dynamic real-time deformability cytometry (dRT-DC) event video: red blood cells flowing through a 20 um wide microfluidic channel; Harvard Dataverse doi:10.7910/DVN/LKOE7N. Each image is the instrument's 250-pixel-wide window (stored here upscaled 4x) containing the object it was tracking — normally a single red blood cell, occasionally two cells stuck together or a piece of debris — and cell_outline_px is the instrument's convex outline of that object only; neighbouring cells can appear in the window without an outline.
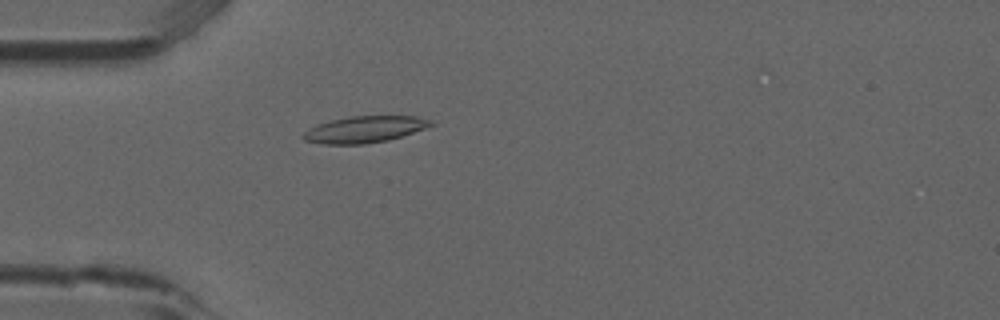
{"species": "common noctule bat (a hibernating species)", "species_latin": "Nyctalus noctula", "temperature_condition": "room temperature", "stored_images_in_passage": 35, "camera_frame_rate_fps": 3000, "um_per_image_px": 0.085, "animal": {"sex": "male", "forearm_length_mm": 52.5}, "frame": {"image": 1, "passage_image": 2, "time_ms": 0.333, "image_size_px": [1000, 320], "cell_outline_px": [[436, 124], [388, 140], [364, 144], [320, 144], [304, 140], [300, 136], [308, 128], [332, 120], [352, 116], [416, 116], [432, 120]], "centroid_in_image_um": [30.97, 11.0], "position_along_channel_um": 54.0, "area_um2": 19.59}}
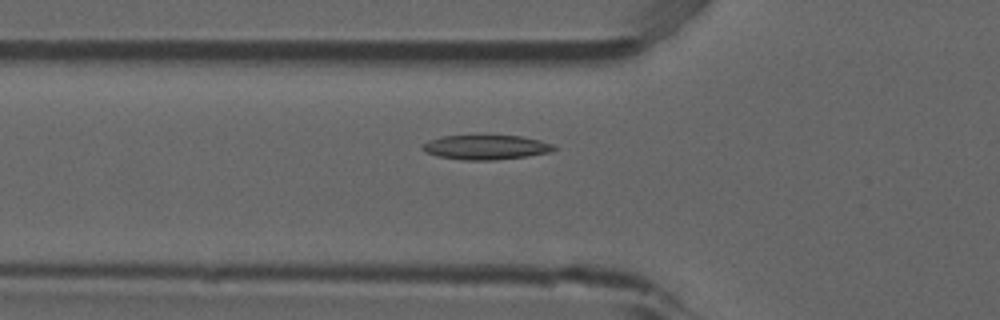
{"frame": {"image": 2, "passage_image": 5, "time_ms": 1.333, "image_size_px": [1000, 320], "cell_outline_px": [[556, 148], [552, 152], [524, 156], [492, 160], [464, 160], [436, 156], [424, 152], [420, 148], [420, 144], [428, 140], [440, 136], [520, 136], [540, 140], [552, 144]], "centroid_in_image_um": [41.22, 12.52], "position_along_channel_um": 84.6, "area_um2": 18.79}}
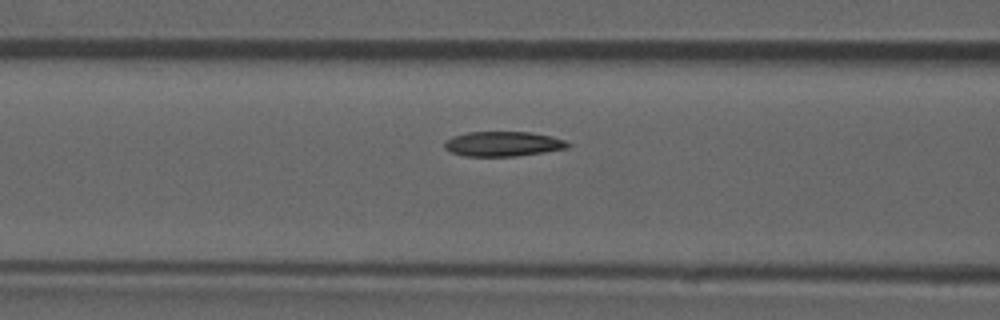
{"frame": {"image": 3, "passage_image": 8, "time_ms": 2.333, "image_size_px": [1000, 320], "cell_outline_px": [[572, 144], [568, 148], [544, 152], [516, 156], [464, 156], [452, 152], [444, 148], [444, 140], [452, 136], [468, 132], [532, 132], [552, 136], [564, 140]], "centroid_in_image_um": [42.76, 12.22], "position_along_channel_um": 123.8, "area_um2": 17.98}}